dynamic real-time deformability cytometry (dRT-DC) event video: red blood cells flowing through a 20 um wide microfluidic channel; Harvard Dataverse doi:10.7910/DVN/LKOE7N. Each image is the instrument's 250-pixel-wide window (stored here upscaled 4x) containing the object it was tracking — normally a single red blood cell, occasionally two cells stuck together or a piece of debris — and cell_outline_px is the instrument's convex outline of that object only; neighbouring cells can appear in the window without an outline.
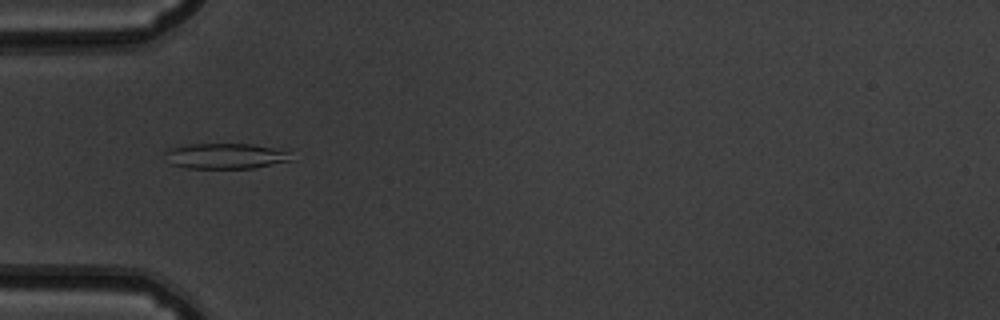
{"species": "common noctule bat (a hibernating species)", "species_latin": "Nyctalus noctula", "temperature_condition": "warm", "stored_images_in_passage": 36, "camera_frame_rate_fps": 3000, "um_per_image_px": 0.085, "animal": {"sex": "male", "body_mass_g": 19.5, "forearm_length_mm": 54.6}, "frame": {"image": 1, "passage_image": 1, "time_ms": 0.0, "image_size_px": [1000, 320], "cell_outline_px": [[292, 160], [252, 168], [188, 168], [172, 164], [164, 152], [172, 148], [184, 144], [252, 144], [272, 148], [288, 152]], "centroid_in_image_um": [19.15, 13.26], "position_along_channel_um": 65.9, "area_um2": 18.38}}
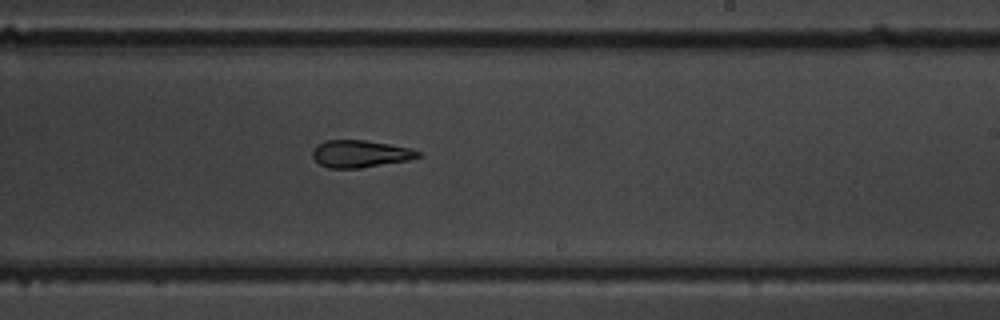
{"frame": {"image": 2, "passage_image": 16, "time_ms": 5.0, "image_size_px": [1000, 320], "cell_outline_px": [[420, 156], [408, 160], [360, 168], [328, 168], [320, 164], [312, 156], [312, 152], [316, 144], [324, 140], [364, 140], [412, 148], [420, 152]], "centroid_in_image_um": [30.59, 13.07], "position_along_channel_um": 258.4, "area_um2": 16.7}}
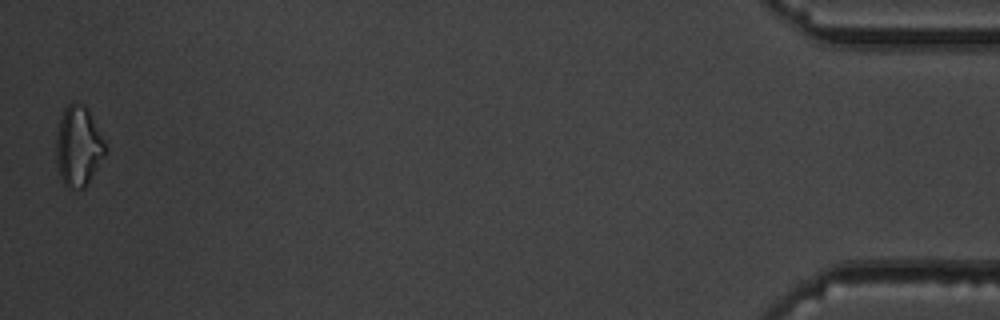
{"frame": {"image": 3, "passage_image": 36, "time_ms": 11.667, "image_size_px": [1000, 320], "cell_outline_px": [[108, 148], [104, 156], [88, 184], [84, 188], [80, 188], [64, 184], [60, 176], [56, 160], [56, 136], [60, 120], [64, 108], [68, 104], [84, 104], [88, 108]], "centroid_in_image_um": [6.68, 12.42], "position_along_channel_um": 428.5, "area_um2": 22.77}, "authors_computed_cell_mechanics": {"area_um2": 17.5712, "velocity_mm_per_s": 3.8811, "shape_relaxation_time_tau1_ms": null, "shape_relaxation_time_tau2_ms": 4.2114, "deformation_change_tau1": null, "deformation_change_tau2": 0.1253}}